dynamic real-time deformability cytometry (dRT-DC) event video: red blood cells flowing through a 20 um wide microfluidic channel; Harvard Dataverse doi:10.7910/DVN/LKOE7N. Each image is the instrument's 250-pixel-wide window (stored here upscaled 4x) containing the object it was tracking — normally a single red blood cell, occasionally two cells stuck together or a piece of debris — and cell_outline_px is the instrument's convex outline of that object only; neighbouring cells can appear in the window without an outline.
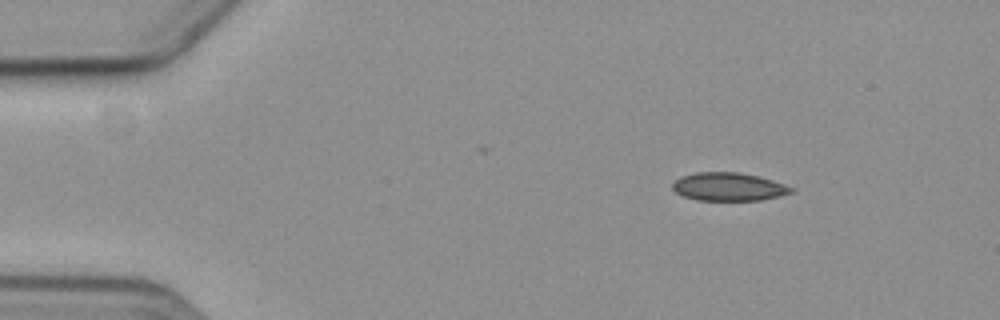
{"species": "common noctule bat (a hibernating species)", "species_latin": "Nyctalus noctula", "temperature_condition": "cold", "stored_images_in_passage": 10, "camera_frame_rate_fps": 3000, "um_per_image_px": 0.085, "animal": {"sex": "female", "body_mass_g": 19.3, "forearm_length_mm": 54.1}, "frame": {"image": 1, "passage_image": 1, "time_ms": 0.0, "image_size_px": [1000, 320], "cell_outline_px": [[796, 192], [780, 196], [760, 200], [696, 200], [684, 196], [676, 192], [672, 188], [672, 184], [680, 176], [696, 172], [740, 172], [772, 180], [796, 188]], "centroid_in_image_um": [61.96, 15.87], "position_along_channel_um": 23.0, "area_um2": 19.59}}
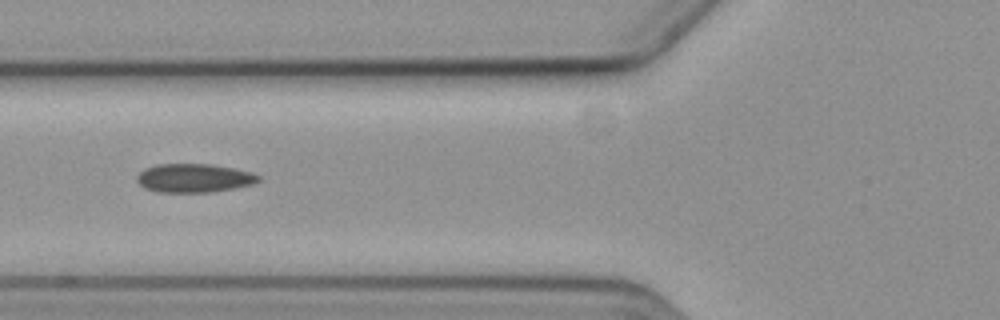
{"frame": {"image": 2, "passage_image": 5, "time_ms": 4.667, "image_size_px": [1000, 320], "cell_outline_px": [[260, 180], [256, 184], [236, 188], [212, 192], [160, 192], [148, 188], [140, 184], [136, 180], [136, 176], [144, 168], [156, 164], [212, 164], [252, 172], [260, 176]], "centroid_in_image_um": [16.53, 15.13], "position_along_channel_um": 109.3, "area_um2": 20.4}}
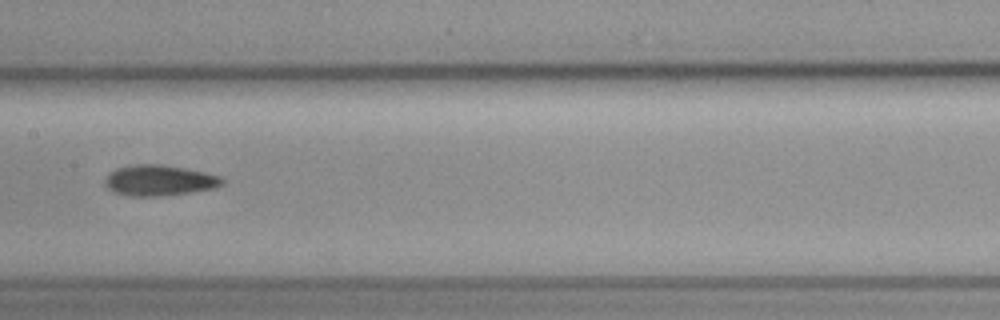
{"frame": {"image": 3, "passage_image": 7, "time_ms": 7.0, "image_size_px": [1000, 320], "cell_outline_px": [[224, 184], [212, 188], [188, 192], [160, 196], [132, 196], [112, 192], [104, 184], [104, 180], [116, 168], [136, 164], [160, 164], [184, 168], [204, 172], [220, 176], [224, 180]], "centroid_in_image_um": [13.52, 15.33], "position_along_channel_um": 193.9, "area_um2": 20.75}}